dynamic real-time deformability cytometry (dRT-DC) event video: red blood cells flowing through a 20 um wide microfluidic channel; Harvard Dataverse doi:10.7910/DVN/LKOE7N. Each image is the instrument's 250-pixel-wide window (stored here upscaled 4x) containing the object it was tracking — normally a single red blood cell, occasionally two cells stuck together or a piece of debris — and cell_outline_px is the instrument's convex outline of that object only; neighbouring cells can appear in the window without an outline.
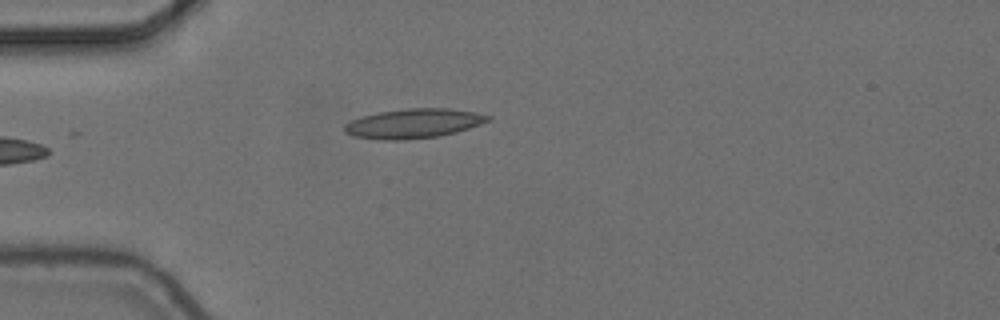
{"species": "common noctule bat (a hibernating species)", "species_latin": "Nyctalus noctula", "temperature_condition": "cold", "stored_images_in_passage": 6, "camera_frame_rate_fps": 3000, "um_per_image_px": 0.085, "animal": {"sex": "female", "body_mass_g": 24.6, "forearm_length_mm": 56.2}, "frame": {"image": 1, "passage_image": 6, "time_ms": 1.667, "image_size_px": [1000, 320], "cell_outline_px": [[492, 120], [456, 132], [440, 136], [404, 140], [384, 140], [352, 136], [344, 132], [344, 124], [360, 116], [380, 112], [408, 108], [448, 108], [472, 112], [492, 116]], "centroid_in_image_um": [35.13, 10.5], "position_along_channel_um": 49.9, "area_um2": 24.68}}